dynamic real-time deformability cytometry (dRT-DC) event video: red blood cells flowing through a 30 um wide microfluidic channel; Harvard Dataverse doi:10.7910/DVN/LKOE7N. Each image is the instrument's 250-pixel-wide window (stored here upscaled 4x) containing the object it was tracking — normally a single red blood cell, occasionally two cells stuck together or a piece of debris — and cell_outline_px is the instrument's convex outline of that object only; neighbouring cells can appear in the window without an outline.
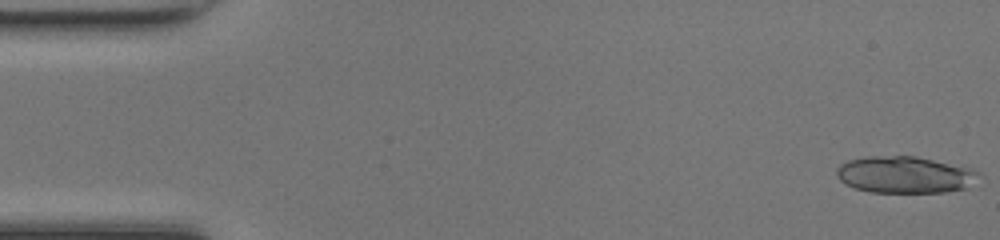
{"species": "common noctule bat (a hibernating species)", "species_latin": "Nyctalus noctula", "temperature_condition": "room temperature", "stored_images_in_passage": 49, "camera_frame_rate_fps": 3000, "um_per_image_px": 0.085, "animal": {"sex": "female", "body_mass_g": 17.0, "forearm_length_mm": 48.0}, "frame": {"image": 1, "passage_image": 1, "time_ms": 0.0, "image_size_px": [1000, 240], "cell_outline_px": [[984, 176], [968, 188], [944, 192], [872, 192], [856, 188], [844, 184], [836, 176], [836, 168], [840, 164], [848, 160], [864, 156], [916, 156], [972, 168], [980, 172]], "centroid_in_image_um": [76.96, 14.85], "position_along_channel_um": 8.0, "area_um2": 30.92}}
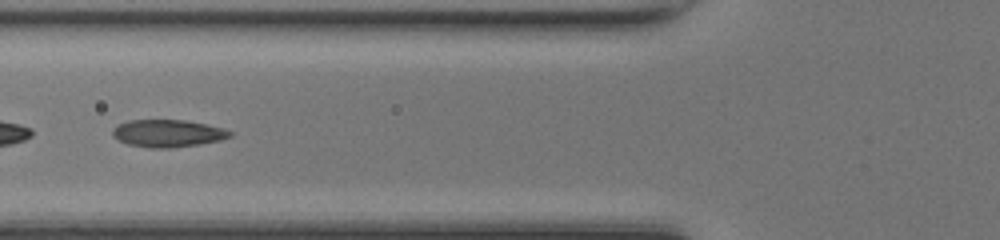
{"frame": {"image": 2, "passage_image": 19, "time_ms": 6.0, "image_size_px": [1000, 240], "cell_outline_px": [[232, 136], [220, 140], [200, 144], [172, 148], [148, 148], [128, 144], [112, 136], [112, 128], [128, 120], [184, 120], [224, 128], [232, 132]], "centroid_in_image_um": [14.25, 11.34], "position_along_channel_um": 111.5, "area_um2": 18.73}}
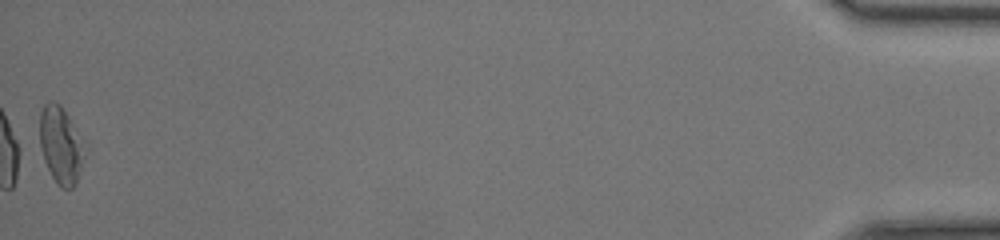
{"frame": {"image": 3, "passage_image": 49, "time_ms": 16.0, "image_size_px": [1000, 240], "cell_outline_px": [[88, 148], [76, 184], [72, 188], [60, 188], [56, 184], [44, 160], [40, 144], [40, 112], [44, 104], [52, 100], [60, 104], [68, 116]], "centroid_in_image_um": [5.2, 12.35], "position_along_channel_um": 430.0, "area_um2": 20.4}, "authors_computed_cell_mechanics": {"area_um2": 18.785, "velocity_mm_per_s": 4.243, "shape_relaxation_time_tau1_ms": 4.4044, "shape_relaxation_time_tau2_ms": 1.0703, "deformation_change_tau1": 0.1609, "deformation_change_tau2": 0.0569}}